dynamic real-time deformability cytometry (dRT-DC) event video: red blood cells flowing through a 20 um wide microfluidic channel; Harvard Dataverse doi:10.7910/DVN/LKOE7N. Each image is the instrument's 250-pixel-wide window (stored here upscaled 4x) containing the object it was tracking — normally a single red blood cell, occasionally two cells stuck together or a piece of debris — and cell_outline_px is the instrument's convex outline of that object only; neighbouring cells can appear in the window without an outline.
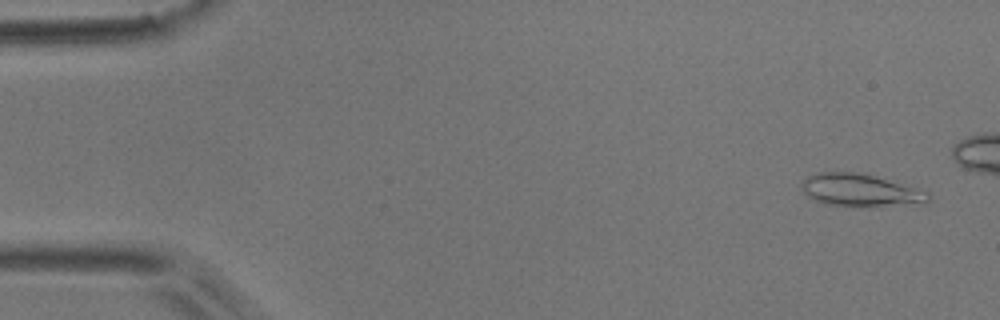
{"species": "common noctule bat (a hibernating species)", "species_latin": "Nyctalus noctula", "temperature_condition": "room temperature", "stored_images_in_passage": 5, "camera_frame_rate_fps": 3000, "um_per_image_px": 0.085, "animal": {"sex": "male", "body_mass_g": 17.9}, "frame": {"image": 1, "passage_image": 1, "time_ms": 0.0, "image_size_px": [1000, 320], "cell_outline_px": [[928, 204], [868, 208], [864, 208], [824, 204], [808, 196], [800, 188], [800, 180], [816, 172], [856, 172], [872, 176], [928, 192]], "centroid_in_image_um": [73.09, 16.22], "position_along_channel_um": 11.9, "area_um2": 24.45}}